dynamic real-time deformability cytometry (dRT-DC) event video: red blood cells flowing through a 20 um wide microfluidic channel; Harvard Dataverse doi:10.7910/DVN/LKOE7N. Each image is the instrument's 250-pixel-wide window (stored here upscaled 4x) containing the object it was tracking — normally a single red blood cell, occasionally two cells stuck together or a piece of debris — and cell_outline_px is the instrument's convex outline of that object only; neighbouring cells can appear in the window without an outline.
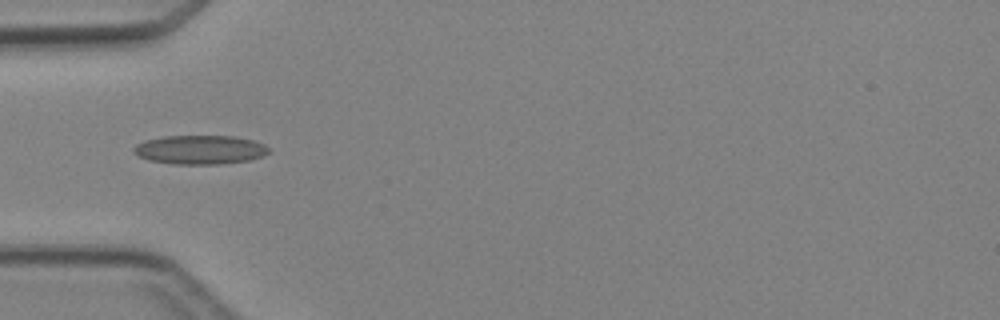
{"species": "Egyptian fruit bat (a non-hibernating species)", "species_latin": "Rousettus aegyptiacus", "temperature_condition": "cold", "stored_images_in_passage": 6, "camera_frame_rate_fps": 3000, "um_per_image_px": 0.085, "animal": {"sex": "female"}, "frame": {"image": 1, "passage_image": 5, "time_ms": 4.667, "image_size_px": [1000, 320], "cell_outline_px": [[272, 152], [264, 156], [248, 160], [220, 164], [172, 164], [148, 160], [132, 152], [132, 148], [136, 144], [144, 140], [164, 136], [232, 136], [252, 140], [264, 144]], "centroid_in_image_um": [16.99, 12.73], "position_along_channel_um": 68.0, "area_um2": 22.95}}
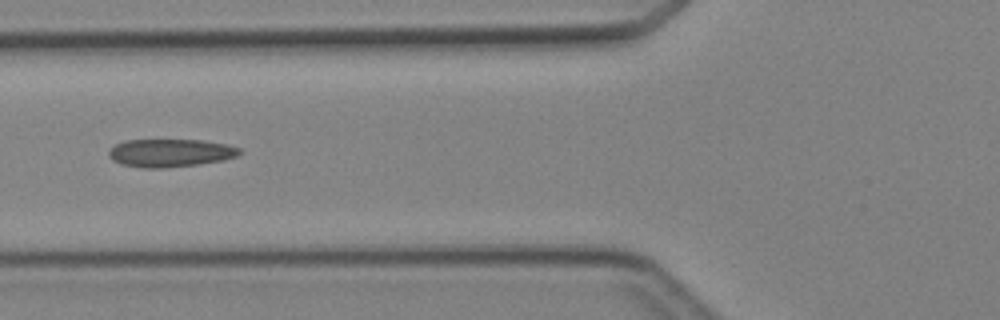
{"frame": {"image": 2, "passage_image": 6, "time_ms": 5.667, "image_size_px": [1000, 320], "cell_outline_px": [[244, 152], [236, 156], [224, 160], [196, 164], [164, 168], [144, 168], [120, 164], [112, 160], [108, 156], [108, 152], [116, 144], [128, 140], [204, 140], [228, 144], [240, 148]], "centroid_in_image_um": [14.5, 13.0], "position_along_channel_um": 111.3, "area_um2": 21.39}}